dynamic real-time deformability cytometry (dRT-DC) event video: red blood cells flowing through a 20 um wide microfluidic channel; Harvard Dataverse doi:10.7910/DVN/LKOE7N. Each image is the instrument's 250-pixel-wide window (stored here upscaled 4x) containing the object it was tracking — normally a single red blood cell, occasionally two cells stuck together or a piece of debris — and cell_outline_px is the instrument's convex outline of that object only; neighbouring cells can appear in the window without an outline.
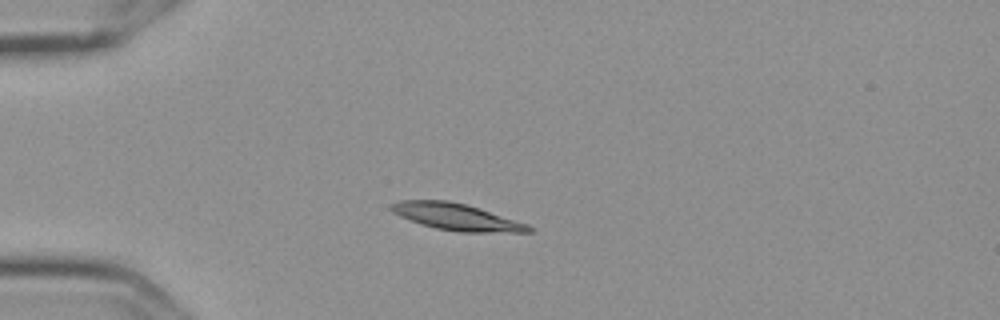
{"species": "Egyptian fruit bat (a non-hibernating species)", "species_latin": "Rousettus aegyptiacus", "temperature_condition": "cold", "stored_images_in_passage": 5, "camera_frame_rate_fps": 3000, "um_per_image_px": 0.085, "frame": {"image": 1, "passage_image": 3, "time_ms": 0.667, "image_size_px": [1000, 320], "cell_outline_px": [[536, 228], [532, 232], [460, 232], [436, 228], [420, 224], [400, 216], [392, 212], [388, 208], [388, 204], [400, 200], [448, 200], [464, 204], [528, 224]], "centroid_in_image_um": [38.76, 18.43], "position_along_channel_um": 46.2, "area_um2": 21.33}}
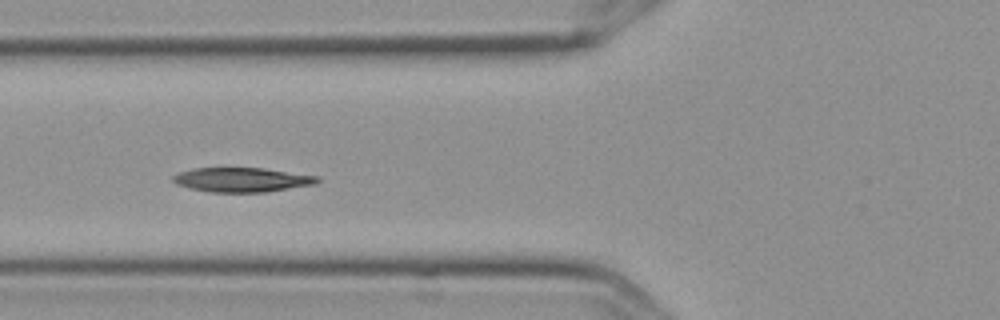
{"frame": {"image": 2, "passage_image": 5, "time_ms": 1.333, "image_size_px": [1000, 320], "cell_outline_px": [[320, 180], [316, 184], [264, 192], [208, 192], [188, 188], [176, 184], [172, 180], [172, 176], [180, 172], [192, 168], [264, 168], [320, 176]], "centroid_in_image_um": [20.56, 15.28], "position_along_channel_um": 105.2, "area_um2": 20.63}}